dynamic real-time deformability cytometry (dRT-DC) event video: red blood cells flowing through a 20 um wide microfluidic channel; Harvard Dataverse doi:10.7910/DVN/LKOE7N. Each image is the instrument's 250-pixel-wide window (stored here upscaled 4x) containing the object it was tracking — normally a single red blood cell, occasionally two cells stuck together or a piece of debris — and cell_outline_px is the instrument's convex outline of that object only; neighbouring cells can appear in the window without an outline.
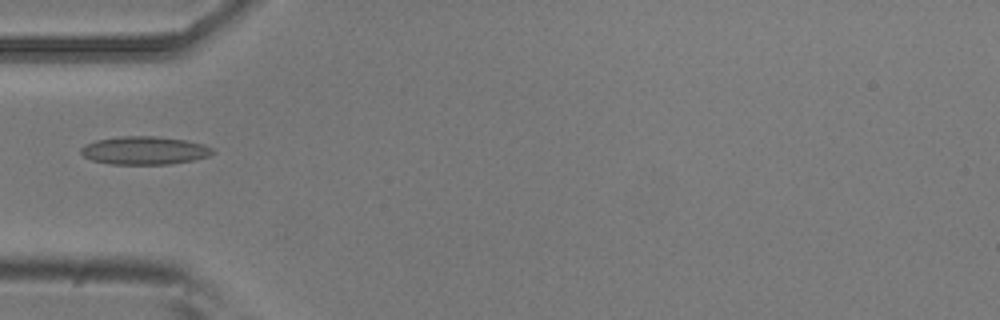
{"species": "common noctule bat (a hibernating species)", "species_latin": "Nyctalus noctula", "temperature_condition": "room temperature", "stored_images_in_passage": 6, "camera_frame_rate_fps": 3000, "um_per_image_px": 0.085, "animal": {"sex": "male", "body_mass_g": 20.5, "forearm_length_mm": 52.5}, "frame": {"image": 1, "passage_image": 5, "time_ms": 1.333, "image_size_px": [1000, 320], "cell_outline_px": [[216, 152], [208, 156], [192, 160], [168, 164], [112, 164], [92, 160], [84, 156], [80, 152], [80, 148], [84, 144], [96, 140], [120, 136], [156, 136], [184, 140], [204, 144], [212, 148]], "centroid_in_image_um": [12.26, 12.78], "position_along_channel_um": 72.7, "area_um2": 21.56}}
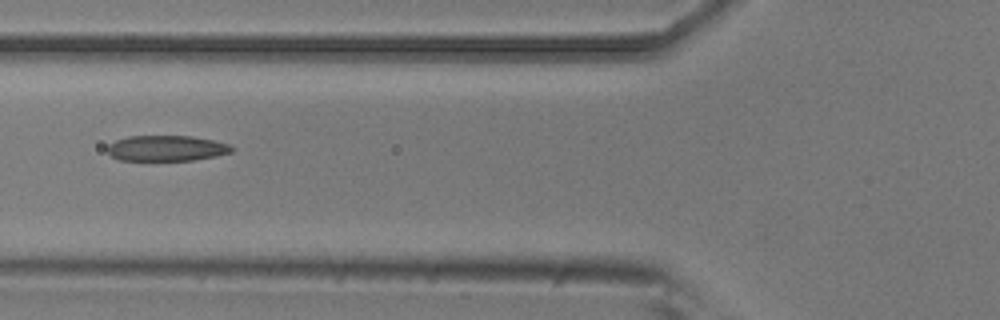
{"frame": {"image": 2, "passage_image": 6, "time_ms": 1.667, "image_size_px": [1000, 320], "cell_outline_px": [[236, 148], [232, 152], [216, 156], [192, 160], [120, 160], [112, 156], [108, 152], [108, 144], [116, 140], [128, 136], [192, 136], [212, 140], [228, 144]], "centroid_in_image_um": [14.17, 12.6], "position_along_channel_um": 111.6, "area_um2": 18.5}}